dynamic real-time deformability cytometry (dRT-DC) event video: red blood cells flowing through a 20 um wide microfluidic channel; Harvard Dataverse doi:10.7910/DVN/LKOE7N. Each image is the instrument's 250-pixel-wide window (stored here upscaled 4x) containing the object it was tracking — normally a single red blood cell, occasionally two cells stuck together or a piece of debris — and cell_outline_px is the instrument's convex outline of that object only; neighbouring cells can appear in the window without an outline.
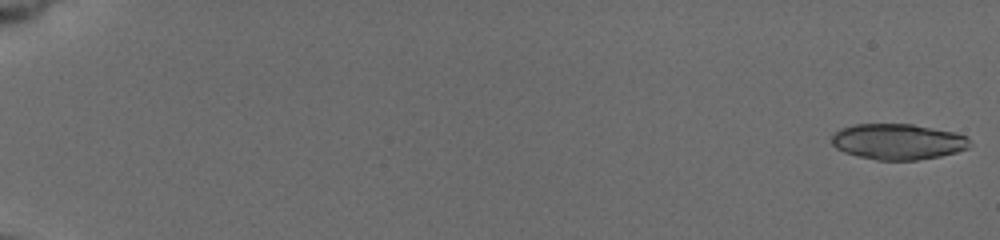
{"species": "common noctule bat (a hibernating species)", "species_latin": "Nyctalus noctula", "temperature_condition": "cold", "stored_images_in_passage": 38, "camera_frame_rate_fps": 3000, "um_per_image_px": 0.085, "animal": {"sex": "female", "body_mass_g": 19.5, "forearm_length_mm": 54.1}, "frame": {"image": 1, "passage_image": 1, "time_ms": 0.0, "image_size_px": [1000, 240], "cell_outline_px": [[972, 144], [968, 148], [956, 152], [940, 156], [916, 160], [876, 160], [856, 156], [844, 152], [836, 148], [832, 144], [832, 136], [840, 128], [856, 124], [912, 124], [956, 132], [968, 136]], "centroid_in_image_um": [76.35, 12.04], "position_along_channel_um": 8.7, "area_um2": 29.02}}
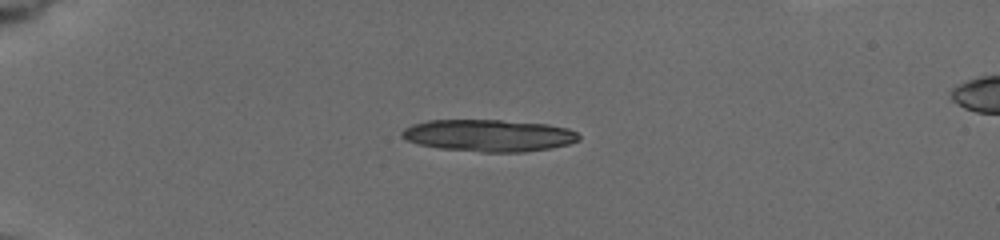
{"frame": {"image": 2, "passage_image": 11, "time_ms": 5.0, "image_size_px": [1000, 240], "cell_outline_px": [[580, 140], [568, 144], [552, 148], [524, 152], [480, 152], [440, 148], [420, 144], [408, 140], [400, 136], [400, 132], [404, 128], [412, 124], [428, 120], [500, 120], [548, 124], [568, 128], [576, 132], [580, 136]], "centroid_in_image_um": [41.56, 11.51], "position_along_channel_um": 43.4, "area_um2": 33.12}}
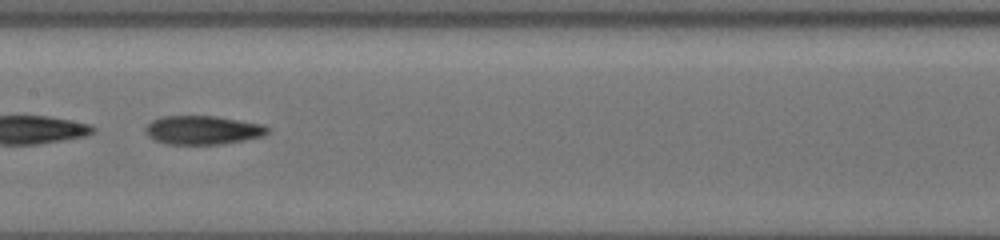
{"frame": {"image": 3, "passage_image": 29, "time_ms": 10.333, "image_size_px": [1000, 240], "cell_outline_px": [[268, 132], [264, 136], [224, 144], [164, 144], [152, 140], [144, 132], [144, 128], [152, 120], [164, 116], [216, 116], [264, 124], [268, 128]], "centroid_in_image_um": [17.21, 11.06], "position_along_channel_um": 190.2, "area_um2": 20.69}}